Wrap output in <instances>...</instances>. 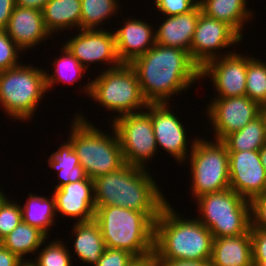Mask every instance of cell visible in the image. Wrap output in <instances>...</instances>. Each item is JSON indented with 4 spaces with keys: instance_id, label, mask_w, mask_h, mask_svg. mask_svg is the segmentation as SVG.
Segmentation results:
<instances>
[{
    "instance_id": "obj_1",
    "label": "cell",
    "mask_w": 266,
    "mask_h": 266,
    "mask_svg": "<svg viewBox=\"0 0 266 266\" xmlns=\"http://www.w3.org/2000/svg\"><path fill=\"white\" fill-rule=\"evenodd\" d=\"M130 65L149 104L169 103L173 95L183 93L197 80L201 81V68L188 51L157 43Z\"/></svg>"
},
{
    "instance_id": "obj_2",
    "label": "cell",
    "mask_w": 266,
    "mask_h": 266,
    "mask_svg": "<svg viewBox=\"0 0 266 266\" xmlns=\"http://www.w3.org/2000/svg\"><path fill=\"white\" fill-rule=\"evenodd\" d=\"M148 169L125 163L93 179L96 206H119L145 213L154 223L169 202Z\"/></svg>"
},
{
    "instance_id": "obj_3",
    "label": "cell",
    "mask_w": 266,
    "mask_h": 266,
    "mask_svg": "<svg viewBox=\"0 0 266 266\" xmlns=\"http://www.w3.org/2000/svg\"><path fill=\"white\" fill-rule=\"evenodd\" d=\"M175 211L168 202L154 223L153 253L158 261H210L211 231L197 218L185 219Z\"/></svg>"
},
{
    "instance_id": "obj_4",
    "label": "cell",
    "mask_w": 266,
    "mask_h": 266,
    "mask_svg": "<svg viewBox=\"0 0 266 266\" xmlns=\"http://www.w3.org/2000/svg\"><path fill=\"white\" fill-rule=\"evenodd\" d=\"M94 220L107 248L128 251L136 258L153 253L154 222L145 213L115 205L96 206Z\"/></svg>"
},
{
    "instance_id": "obj_5",
    "label": "cell",
    "mask_w": 266,
    "mask_h": 266,
    "mask_svg": "<svg viewBox=\"0 0 266 266\" xmlns=\"http://www.w3.org/2000/svg\"><path fill=\"white\" fill-rule=\"evenodd\" d=\"M87 121L84 115L76 112L73 117L68 140L73 145L80 165L90 179L106 175L121 168L123 153L117 133L111 125L112 135L99 130Z\"/></svg>"
},
{
    "instance_id": "obj_6",
    "label": "cell",
    "mask_w": 266,
    "mask_h": 266,
    "mask_svg": "<svg viewBox=\"0 0 266 266\" xmlns=\"http://www.w3.org/2000/svg\"><path fill=\"white\" fill-rule=\"evenodd\" d=\"M96 78L84 87V94L101 104L108 111L117 115L114 119L125 114L144 111L149 104L140 88L137 74L130 64L121 65L100 72ZM141 109V110H140Z\"/></svg>"
},
{
    "instance_id": "obj_7",
    "label": "cell",
    "mask_w": 266,
    "mask_h": 266,
    "mask_svg": "<svg viewBox=\"0 0 266 266\" xmlns=\"http://www.w3.org/2000/svg\"><path fill=\"white\" fill-rule=\"evenodd\" d=\"M45 70L20 65L0 71V106L15 120H30L47 93Z\"/></svg>"
},
{
    "instance_id": "obj_8",
    "label": "cell",
    "mask_w": 266,
    "mask_h": 266,
    "mask_svg": "<svg viewBox=\"0 0 266 266\" xmlns=\"http://www.w3.org/2000/svg\"><path fill=\"white\" fill-rule=\"evenodd\" d=\"M197 219L212 233L213 238L238 236L251 228V204L232 189L207 193L196 198Z\"/></svg>"
},
{
    "instance_id": "obj_9",
    "label": "cell",
    "mask_w": 266,
    "mask_h": 266,
    "mask_svg": "<svg viewBox=\"0 0 266 266\" xmlns=\"http://www.w3.org/2000/svg\"><path fill=\"white\" fill-rule=\"evenodd\" d=\"M196 137L191 142L189 156L194 199L201 195L230 188L229 153L222 141H207Z\"/></svg>"
},
{
    "instance_id": "obj_10",
    "label": "cell",
    "mask_w": 266,
    "mask_h": 266,
    "mask_svg": "<svg viewBox=\"0 0 266 266\" xmlns=\"http://www.w3.org/2000/svg\"><path fill=\"white\" fill-rule=\"evenodd\" d=\"M109 125L117 133L125 163L145 169L158 150L151 115L146 110L125 114Z\"/></svg>"
},
{
    "instance_id": "obj_11",
    "label": "cell",
    "mask_w": 266,
    "mask_h": 266,
    "mask_svg": "<svg viewBox=\"0 0 266 266\" xmlns=\"http://www.w3.org/2000/svg\"><path fill=\"white\" fill-rule=\"evenodd\" d=\"M213 100V101H212ZM205 113L214 129L215 140L241 130L261 114V106L248 96L213 98Z\"/></svg>"
},
{
    "instance_id": "obj_12",
    "label": "cell",
    "mask_w": 266,
    "mask_h": 266,
    "mask_svg": "<svg viewBox=\"0 0 266 266\" xmlns=\"http://www.w3.org/2000/svg\"><path fill=\"white\" fill-rule=\"evenodd\" d=\"M242 37L226 22L200 13L192 39L190 56L202 68L209 61L219 58L221 49L242 42Z\"/></svg>"
},
{
    "instance_id": "obj_13",
    "label": "cell",
    "mask_w": 266,
    "mask_h": 266,
    "mask_svg": "<svg viewBox=\"0 0 266 266\" xmlns=\"http://www.w3.org/2000/svg\"><path fill=\"white\" fill-rule=\"evenodd\" d=\"M225 53L206 63L200 77L211 78L217 92L215 98L246 96L247 55L232 50Z\"/></svg>"
},
{
    "instance_id": "obj_14",
    "label": "cell",
    "mask_w": 266,
    "mask_h": 266,
    "mask_svg": "<svg viewBox=\"0 0 266 266\" xmlns=\"http://www.w3.org/2000/svg\"><path fill=\"white\" fill-rule=\"evenodd\" d=\"M103 29H79V33L71 37L63 45L88 70L89 64H111L108 69L121 65L116 50L114 32Z\"/></svg>"
},
{
    "instance_id": "obj_15",
    "label": "cell",
    "mask_w": 266,
    "mask_h": 266,
    "mask_svg": "<svg viewBox=\"0 0 266 266\" xmlns=\"http://www.w3.org/2000/svg\"><path fill=\"white\" fill-rule=\"evenodd\" d=\"M230 189L251 201L266 193V171L259 150L228 151Z\"/></svg>"
},
{
    "instance_id": "obj_16",
    "label": "cell",
    "mask_w": 266,
    "mask_h": 266,
    "mask_svg": "<svg viewBox=\"0 0 266 266\" xmlns=\"http://www.w3.org/2000/svg\"><path fill=\"white\" fill-rule=\"evenodd\" d=\"M169 103H150L146 111L151 115L157 148L165 150L179 164L188 160L187 131L177 115L171 110ZM176 115V116H175ZM181 121V122H180Z\"/></svg>"
},
{
    "instance_id": "obj_17",
    "label": "cell",
    "mask_w": 266,
    "mask_h": 266,
    "mask_svg": "<svg viewBox=\"0 0 266 266\" xmlns=\"http://www.w3.org/2000/svg\"><path fill=\"white\" fill-rule=\"evenodd\" d=\"M56 214L76 218L77 223L88 222L95 218L93 179L87 178L68 183L54 189Z\"/></svg>"
},
{
    "instance_id": "obj_18",
    "label": "cell",
    "mask_w": 266,
    "mask_h": 266,
    "mask_svg": "<svg viewBox=\"0 0 266 266\" xmlns=\"http://www.w3.org/2000/svg\"><path fill=\"white\" fill-rule=\"evenodd\" d=\"M5 31L22 52L35 48L52 36L45 27L41 10L18 5L13 10Z\"/></svg>"
},
{
    "instance_id": "obj_19",
    "label": "cell",
    "mask_w": 266,
    "mask_h": 266,
    "mask_svg": "<svg viewBox=\"0 0 266 266\" xmlns=\"http://www.w3.org/2000/svg\"><path fill=\"white\" fill-rule=\"evenodd\" d=\"M114 32L116 50L121 63L130 64L156 43L155 28L140 19H125Z\"/></svg>"
},
{
    "instance_id": "obj_20",
    "label": "cell",
    "mask_w": 266,
    "mask_h": 266,
    "mask_svg": "<svg viewBox=\"0 0 266 266\" xmlns=\"http://www.w3.org/2000/svg\"><path fill=\"white\" fill-rule=\"evenodd\" d=\"M201 12L198 4L188 13L164 17L166 19H163L161 25L155 30L156 43L190 53L194 31Z\"/></svg>"
},
{
    "instance_id": "obj_21",
    "label": "cell",
    "mask_w": 266,
    "mask_h": 266,
    "mask_svg": "<svg viewBox=\"0 0 266 266\" xmlns=\"http://www.w3.org/2000/svg\"><path fill=\"white\" fill-rule=\"evenodd\" d=\"M211 266H254L251 231L213 238Z\"/></svg>"
},
{
    "instance_id": "obj_22",
    "label": "cell",
    "mask_w": 266,
    "mask_h": 266,
    "mask_svg": "<svg viewBox=\"0 0 266 266\" xmlns=\"http://www.w3.org/2000/svg\"><path fill=\"white\" fill-rule=\"evenodd\" d=\"M71 232L75 237L72 249L78 260L94 266L106 248L99 224L95 220L76 222Z\"/></svg>"
},
{
    "instance_id": "obj_23",
    "label": "cell",
    "mask_w": 266,
    "mask_h": 266,
    "mask_svg": "<svg viewBox=\"0 0 266 266\" xmlns=\"http://www.w3.org/2000/svg\"><path fill=\"white\" fill-rule=\"evenodd\" d=\"M202 13L206 16L226 22L242 38L244 23H248L254 15L248 10V0H198ZM246 21V22H245Z\"/></svg>"
},
{
    "instance_id": "obj_24",
    "label": "cell",
    "mask_w": 266,
    "mask_h": 266,
    "mask_svg": "<svg viewBox=\"0 0 266 266\" xmlns=\"http://www.w3.org/2000/svg\"><path fill=\"white\" fill-rule=\"evenodd\" d=\"M46 29L57 34L66 29H80L81 0H49L42 10ZM74 27V28H73ZM57 33H56V32Z\"/></svg>"
},
{
    "instance_id": "obj_25",
    "label": "cell",
    "mask_w": 266,
    "mask_h": 266,
    "mask_svg": "<svg viewBox=\"0 0 266 266\" xmlns=\"http://www.w3.org/2000/svg\"><path fill=\"white\" fill-rule=\"evenodd\" d=\"M47 162L50 168L58 170L56 177L59 178L60 182H57L55 189L65 184L88 178L83 167L80 165L73 145L68 139L55 152L51 153Z\"/></svg>"
},
{
    "instance_id": "obj_26",
    "label": "cell",
    "mask_w": 266,
    "mask_h": 266,
    "mask_svg": "<svg viewBox=\"0 0 266 266\" xmlns=\"http://www.w3.org/2000/svg\"><path fill=\"white\" fill-rule=\"evenodd\" d=\"M48 237L50 236H47L39 228L21 221L2 239V245L24 261V256L38 252V249L47 243L45 241L49 240Z\"/></svg>"
},
{
    "instance_id": "obj_27",
    "label": "cell",
    "mask_w": 266,
    "mask_h": 266,
    "mask_svg": "<svg viewBox=\"0 0 266 266\" xmlns=\"http://www.w3.org/2000/svg\"><path fill=\"white\" fill-rule=\"evenodd\" d=\"M22 211V221L39 228L47 236L52 225H54L56 216L55 198L52 194L48 199L45 196H39L29 193V198L20 206Z\"/></svg>"
},
{
    "instance_id": "obj_28",
    "label": "cell",
    "mask_w": 266,
    "mask_h": 266,
    "mask_svg": "<svg viewBox=\"0 0 266 266\" xmlns=\"http://www.w3.org/2000/svg\"><path fill=\"white\" fill-rule=\"evenodd\" d=\"M222 142L227 151L260 150L266 143V124L260 114L241 130L227 135Z\"/></svg>"
},
{
    "instance_id": "obj_29",
    "label": "cell",
    "mask_w": 266,
    "mask_h": 266,
    "mask_svg": "<svg viewBox=\"0 0 266 266\" xmlns=\"http://www.w3.org/2000/svg\"><path fill=\"white\" fill-rule=\"evenodd\" d=\"M60 51H62V55L58 58L56 57L52 64V66L55 65V70H53L54 72L49 73L46 70L44 72L47 91L51 89L52 86L54 88V84H59L64 81L65 83L74 84L85 76L83 74L87 72L78 59L64 45Z\"/></svg>"
},
{
    "instance_id": "obj_30",
    "label": "cell",
    "mask_w": 266,
    "mask_h": 266,
    "mask_svg": "<svg viewBox=\"0 0 266 266\" xmlns=\"http://www.w3.org/2000/svg\"><path fill=\"white\" fill-rule=\"evenodd\" d=\"M118 5L117 0H81L80 29H104L99 27L117 15Z\"/></svg>"
},
{
    "instance_id": "obj_31",
    "label": "cell",
    "mask_w": 266,
    "mask_h": 266,
    "mask_svg": "<svg viewBox=\"0 0 266 266\" xmlns=\"http://www.w3.org/2000/svg\"><path fill=\"white\" fill-rule=\"evenodd\" d=\"M246 96L260 106L266 103V62L247 56Z\"/></svg>"
},
{
    "instance_id": "obj_32",
    "label": "cell",
    "mask_w": 266,
    "mask_h": 266,
    "mask_svg": "<svg viewBox=\"0 0 266 266\" xmlns=\"http://www.w3.org/2000/svg\"><path fill=\"white\" fill-rule=\"evenodd\" d=\"M64 241L53 240L38 251V256L35 257V264L37 266H73L72 256L69 253V248L65 246ZM37 259V260H36Z\"/></svg>"
},
{
    "instance_id": "obj_33",
    "label": "cell",
    "mask_w": 266,
    "mask_h": 266,
    "mask_svg": "<svg viewBox=\"0 0 266 266\" xmlns=\"http://www.w3.org/2000/svg\"><path fill=\"white\" fill-rule=\"evenodd\" d=\"M22 221L20 204L8 197L0 205V239L2 240Z\"/></svg>"
},
{
    "instance_id": "obj_34",
    "label": "cell",
    "mask_w": 266,
    "mask_h": 266,
    "mask_svg": "<svg viewBox=\"0 0 266 266\" xmlns=\"http://www.w3.org/2000/svg\"><path fill=\"white\" fill-rule=\"evenodd\" d=\"M21 51L6 31L0 30V71L20 65L18 57Z\"/></svg>"
},
{
    "instance_id": "obj_35",
    "label": "cell",
    "mask_w": 266,
    "mask_h": 266,
    "mask_svg": "<svg viewBox=\"0 0 266 266\" xmlns=\"http://www.w3.org/2000/svg\"><path fill=\"white\" fill-rule=\"evenodd\" d=\"M156 9L163 16H175L185 14L193 10L198 4L197 0H154Z\"/></svg>"
},
{
    "instance_id": "obj_36",
    "label": "cell",
    "mask_w": 266,
    "mask_h": 266,
    "mask_svg": "<svg viewBox=\"0 0 266 266\" xmlns=\"http://www.w3.org/2000/svg\"><path fill=\"white\" fill-rule=\"evenodd\" d=\"M135 258L128 251L106 247L94 266H129Z\"/></svg>"
},
{
    "instance_id": "obj_37",
    "label": "cell",
    "mask_w": 266,
    "mask_h": 266,
    "mask_svg": "<svg viewBox=\"0 0 266 266\" xmlns=\"http://www.w3.org/2000/svg\"><path fill=\"white\" fill-rule=\"evenodd\" d=\"M251 204V228L266 231V196L253 198Z\"/></svg>"
},
{
    "instance_id": "obj_38",
    "label": "cell",
    "mask_w": 266,
    "mask_h": 266,
    "mask_svg": "<svg viewBox=\"0 0 266 266\" xmlns=\"http://www.w3.org/2000/svg\"><path fill=\"white\" fill-rule=\"evenodd\" d=\"M253 258H266V231L250 229Z\"/></svg>"
},
{
    "instance_id": "obj_39",
    "label": "cell",
    "mask_w": 266,
    "mask_h": 266,
    "mask_svg": "<svg viewBox=\"0 0 266 266\" xmlns=\"http://www.w3.org/2000/svg\"><path fill=\"white\" fill-rule=\"evenodd\" d=\"M16 7V0H0V30H6L9 18Z\"/></svg>"
},
{
    "instance_id": "obj_40",
    "label": "cell",
    "mask_w": 266,
    "mask_h": 266,
    "mask_svg": "<svg viewBox=\"0 0 266 266\" xmlns=\"http://www.w3.org/2000/svg\"><path fill=\"white\" fill-rule=\"evenodd\" d=\"M22 261L16 254L0 244V266H19Z\"/></svg>"
},
{
    "instance_id": "obj_41",
    "label": "cell",
    "mask_w": 266,
    "mask_h": 266,
    "mask_svg": "<svg viewBox=\"0 0 266 266\" xmlns=\"http://www.w3.org/2000/svg\"><path fill=\"white\" fill-rule=\"evenodd\" d=\"M160 266H211L210 261H159Z\"/></svg>"
},
{
    "instance_id": "obj_42",
    "label": "cell",
    "mask_w": 266,
    "mask_h": 266,
    "mask_svg": "<svg viewBox=\"0 0 266 266\" xmlns=\"http://www.w3.org/2000/svg\"><path fill=\"white\" fill-rule=\"evenodd\" d=\"M129 266H160L157 256L152 253L148 256L135 258Z\"/></svg>"
},
{
    "instance_id": "obj_43",
    "label": "cell",
    "mask_w": 266,
    "mask_h": 266,
    "mask_svg": "<svg viewBox=\"0 0 266 266\" xmlns=\"http://www.w3.org/2000/svg\"><path fill=\"white\" fill-rule=\"evenodd\" d=\"M48 1L49 0H16V5L23 8H30L42 11Z\"/></svg>"
},
{
    "instance_id": "obj_44",
    "label": "cell",
    "mask_w": 266,
    "mask_h": 266,
    "mask_svg": "<svg viewBox=\"0 0 266 266\" xmlns=\"http://www.w3.org/2000/svg\"><path fill=\"white\" fill-rule=\"evenodd\" d=\"M259 156H260L261 163L264 166L265 171H266V143L259 150Z\"/></svg>"
},
{
    "instance_id": "obj_45",
    "label": "cell",
    "mask_w": 266,
    "mask_h": 266,
    "mask_svg": "<svg viewBox=\"0 0 266 266\" xmlns=\"http://www.w3.org/2000/svg\"><path fill=\"white\" fill-rule=\"evenodd\" d=\"M254 266H266V258H253Z\"/></svg>"
},
{
    "instance_id": "obj_46",
    "label": "cell",
    "mask_w": 266,
    "mask_h": 266,
    "mask_svg": "<svg viewBox=\"0 0 266 266\" xmlns=\"http://www.w3.org/2000/svg\"><path fill=\"white\" fill-rule=\"evenodd\" d=\"M19 266H37V265L35 264V262L33 260L28 258V259L22 261Z\"/></svg>"
},
{
    "instance_id": "obj_47",
    "label": "cell",
    "mask_w": 266,
    "mask_h": 266,
    "mask_svg": "<svg viewBox=\"0 0 266 266\" xmlns=\"http://www.w3.org/2000/svg\"><path fill=\"white\" fill-rule=\"evenodd\" d=\"M261 115L264 117L266 124V104L261 105Z\"/></svg>"
},
{
    "instance_id": "obj_48",
    "label": "cell",
    "mask_w": 266,
    "mask_h": 266,
    "mask_svg": "<svg viewBox=\"0 0 266 266\" xmlns=\"http://www.w3.org/2000/svg\"><path fill=\"white\" fill-rule=\"evenodd\" d=\"M7 196L4 194L2 190H0V205L4 202Z\"/></svg>"
}]
</instances>
